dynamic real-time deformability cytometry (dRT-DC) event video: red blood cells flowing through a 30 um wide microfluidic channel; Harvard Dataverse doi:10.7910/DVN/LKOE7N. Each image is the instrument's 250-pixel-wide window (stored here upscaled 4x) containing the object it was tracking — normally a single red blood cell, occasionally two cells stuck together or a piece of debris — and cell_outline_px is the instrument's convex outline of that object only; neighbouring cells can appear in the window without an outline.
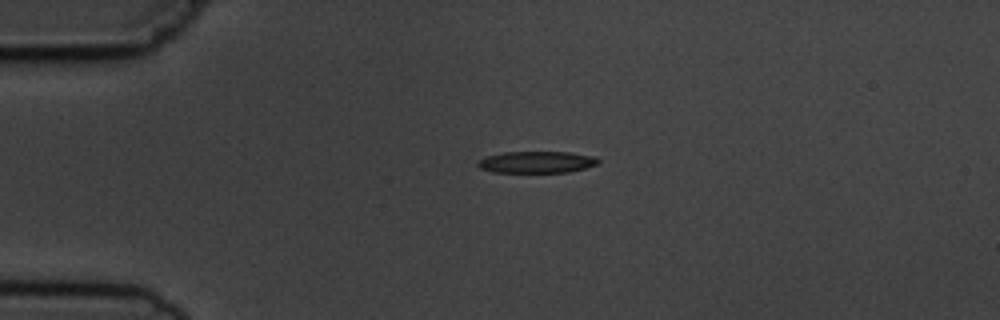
{"species": "common noctule bat (a hibernating species)", "species_latin": "Nyctalus noctula", "temperature_condition": "cold", "stored_images_in_passage": 1, "camera_frame_rate_fps": 3000, "um_per_image_px": 0.085, "animal": {"sex": "male", "body_mass_g": 19.5, "forearm_length_mm": 54.6}, "frame": {"image": 1, "passage_image": 1, "time_ms": 0.0, "image_size_px": [1000, 320], "cell_outline_px": [[600, 160], [596, 164], [584, 168], [568, 172], [492, 172], [480, 168], [476, 164], [476, 160], [488, 156], [504, 152], [568, 152], [596, 156]], "centroid_in_image_um": [45.59, 13.77], "position_along_channel_um": 39.4, "area_um2": 15.2}}